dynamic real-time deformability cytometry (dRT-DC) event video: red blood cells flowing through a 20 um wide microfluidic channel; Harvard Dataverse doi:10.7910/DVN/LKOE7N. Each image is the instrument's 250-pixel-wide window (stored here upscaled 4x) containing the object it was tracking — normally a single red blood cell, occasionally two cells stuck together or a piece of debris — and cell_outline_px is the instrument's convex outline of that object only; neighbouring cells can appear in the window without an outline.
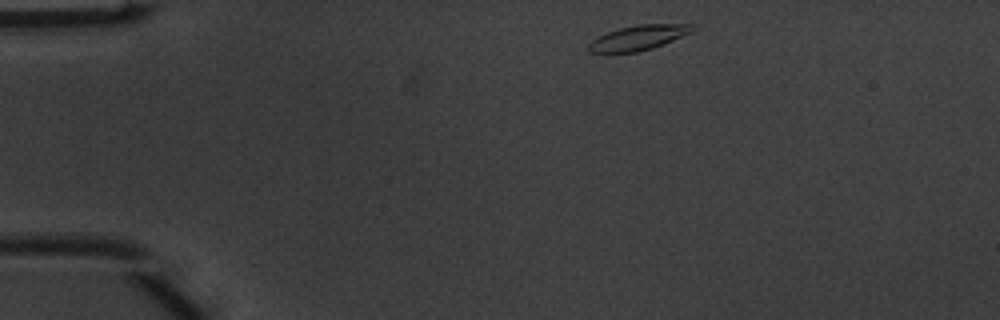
{"species": "common noctule bat (a hibernating species)", "species_latin": "Nyctalus noctula", "temperature_condition": "warm", "stored_images_in_passage": 42, "camera_frame_rate_fps": 3000, "um_per_image_px": 0.085, "animal": {"sex": "male", "body_mass_g": 20.1, "forearm_length_mm": 53.5}, "frame": {"image": 1, "passage_image": 1, "time_ms": 0.0, "image_size_px": [1000, 320], "cell_outline_px": [[696, 28], [692, 32], [652, 48], [636, 52], [588, 52], [588, 44], [592, 40], [608, 32], [620, 28], [636, 24], [696, 24]], "centroid_in_image_um": [54.29, 3.19], "position_along_channel_um": 30.7, "area_um2": 14.85}}
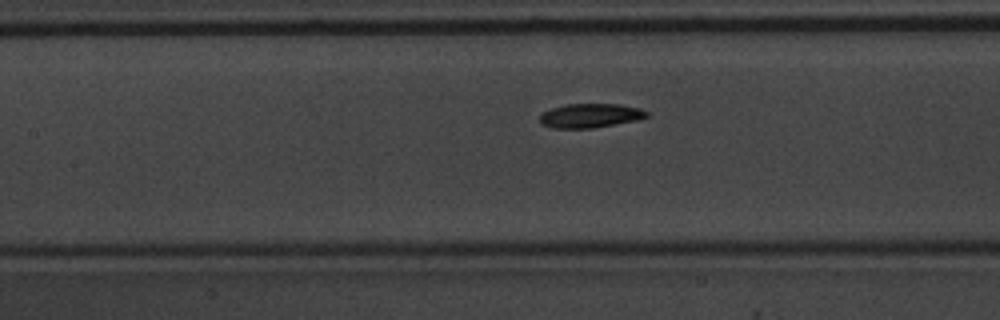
{"frame": {"image": 2, "passage_image": 15, "time_ms": 4.667, "image_size_px": [1000, 320], "cell_outline_px": [[648, 116], [636, 120], [592, 128], [552, 128], [540, 124], [540, 112], [564, 104], [616, 104], [640, 108], [648, 112]], "centroid_in_image_um": [50.11, 9.82], "position_along_channel_um": 157.3, "area_um2": 15.03}}
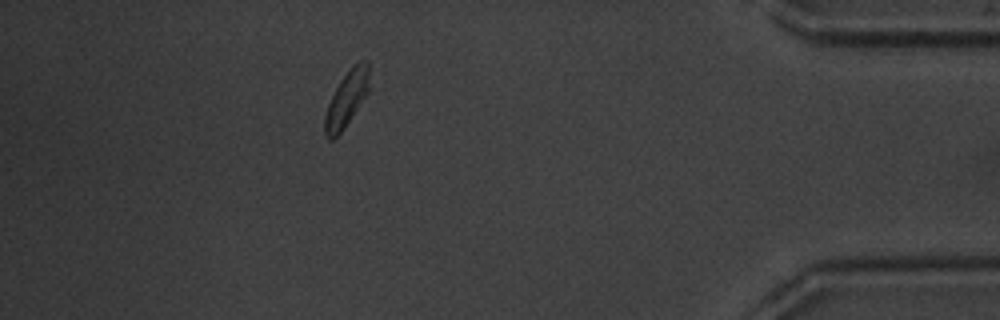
{"frame": {"image": 3, "passage_image": 37, "time_ms": 12.0, "image_size_px": [1000, 320], "cell_outline_px": [[368, 92], [344, 128], [332, 140], [328, 140], [324, 132], [324, 116], [328, 104], [340, 80], [352, 64], [360, 60], [368, 60]], "centroid_in_image_um": [29.44, 8.39], "position_along_channel_um": 405.8, "area_um2": 14.22}, "authors_computed_cell_mechanics": {"area_um2": 14.9124, "velocity_mm_per_s": 3.9826, "shape_relaxation_time_tau1_ms": 2.1605, "shape_relaxation_time_tau2_ms": 3.163, "deformation_change_tau1": 0.1216, "deformation_change_tau2": 0.0628}}